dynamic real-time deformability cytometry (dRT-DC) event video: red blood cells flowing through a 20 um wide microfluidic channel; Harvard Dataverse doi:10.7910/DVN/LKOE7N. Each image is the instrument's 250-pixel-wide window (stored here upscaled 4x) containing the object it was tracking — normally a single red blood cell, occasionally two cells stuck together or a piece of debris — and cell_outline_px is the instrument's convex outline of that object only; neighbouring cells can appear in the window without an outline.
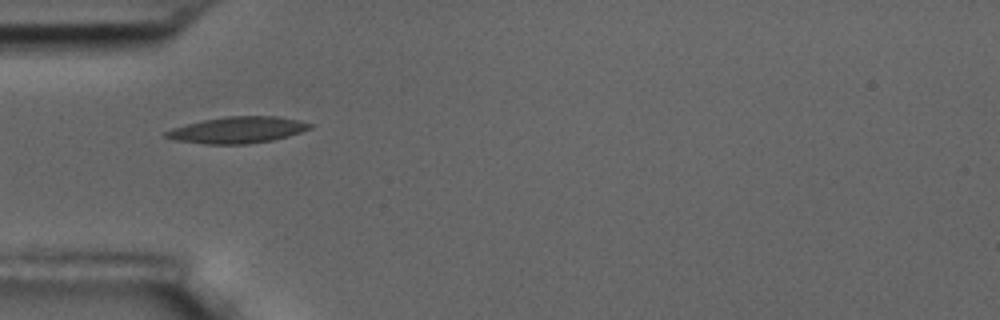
{"species": "common noctule bat (a hibernating species)", "species_latin": "Nyctalus noctula", "temperature_condition": "room temperature", "stored_images_in_passage": 40, "camera_frame_rate_fps": 3000, "um_per_image_px": 0.085, "animal": {"sex": "male", "body_mass_g": 17.5, "forearm_length_mm": 52.3}, "frame": {"image": 1, "passage_image": 1, "time_ms": 0.0, "image_size_px": [1000, 320], "cell_outline_px": [[312, 128], [288, 136], [272, 140], [248, 144], [204, 144], [176, 140], [164, 136], [164, 132], [172, 128], [204, 120], [224, 116], [276, 116], [300, 120], [312, 124]], "centroid_in_image_um": [20.21, 11.04], "position_along_channel_um": 64.8, "area_um2": 22.08}}
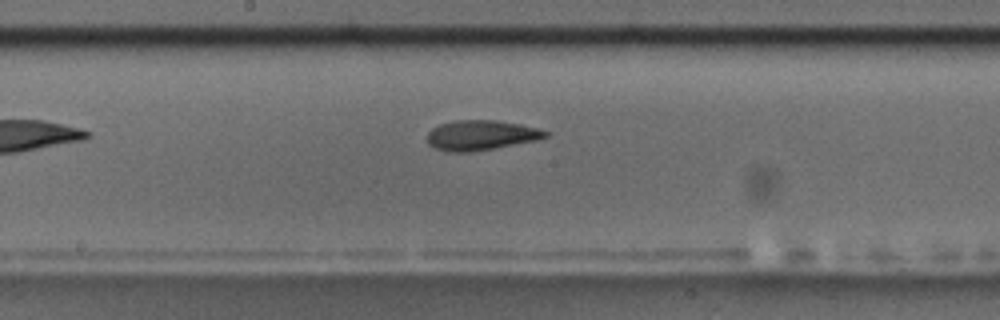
{"frame": {"image": 2, "passage_image": 13, "time_ms": 4.0, "image_size_px": [1000, 320], "cell_outline_px": [[552, 132], [548, 136], [536, 140], [472, 152], [452, 152], [436, 148], [428, 144], [428, 132], [432, 128], [440, 124], [456, 120], [496, 120], [520, 124], [540, 128]], "centroid_in_image_um": [40.92, 11.48], "position_along_channel_um": 207.3, "area_um2": 20.63}}
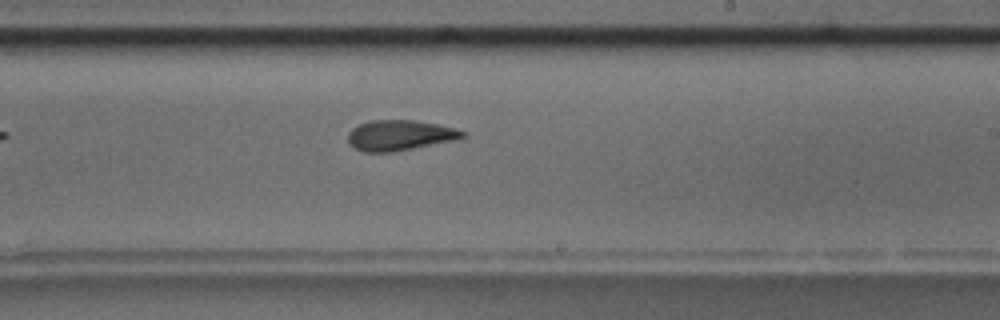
{"frame": {"image": 3, "passage_image": 17, "time_ms": 5.333, "image_size_px": [1000, 320], "cell_outline_px": [[468, 132], [460, 140], [392, 152], [364, 152], [352, 148], [348, 144], [348, 132], [352, 128], [360, 124], [372, 120], [416, 120], [436, 124]], "centroid_in_image_um": [33.98, 11.51], "position_along_channel_um": 255.0, "area_um2": 20.58}, "authors_computed_cell_mechanics": {"area_um2": 20.6635, "velocity_mm_per_s": 3.5872, "shape_relaxation_time_tau1_ms": 6.9058, "shape_relaxation_time_tau2_ms": 3.6399, "deformation_change_tau1": 0.2054, "deformation_change_tau2": 0.1257}}